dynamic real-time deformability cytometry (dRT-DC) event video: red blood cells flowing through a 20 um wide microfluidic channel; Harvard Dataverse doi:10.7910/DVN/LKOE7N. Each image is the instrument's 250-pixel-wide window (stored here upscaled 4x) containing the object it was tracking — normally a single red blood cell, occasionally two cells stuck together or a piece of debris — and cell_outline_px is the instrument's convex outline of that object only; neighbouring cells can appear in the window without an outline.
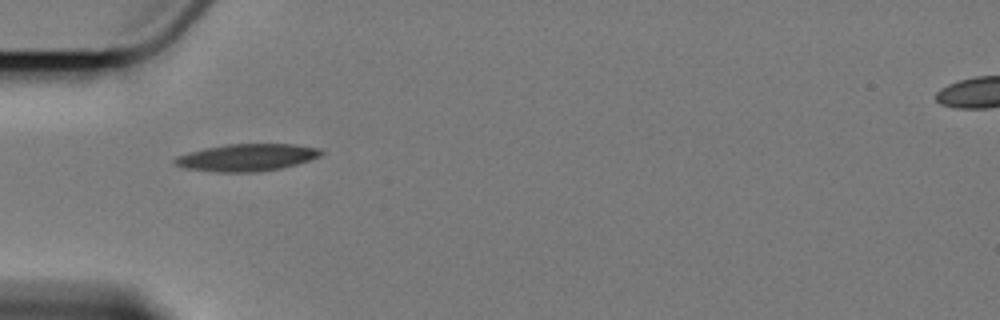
{"species": "Egyptian fruit bat (a non-hibernating species)", "species_latin": "Rousettus aegyptiacus", "temperature_condition": "cold", "stored_images_in_passage": 3, "camera_frame_rate_fps": 3000, "um_per_image_px": 0.085, "animal": {"sex": "female"}, "frame": {"image": 1, "passage_image": 1, "time_ms": 0.0, "image_size_px": [1000, 320], "cell_outline_px": [[324, 152], [320, 156], [296, 164], [280, 168], [256, 172], [216, 172], [184, 168], [172, 164], [172, 160], [176, 156], [188, 152], [204, 148], [224, 144], [292, 144], [320, 148]], "centroid_in_image_um": [20.92, 13.38], "position_along_channel_um": 64.1, "area_um2": 23.29}}
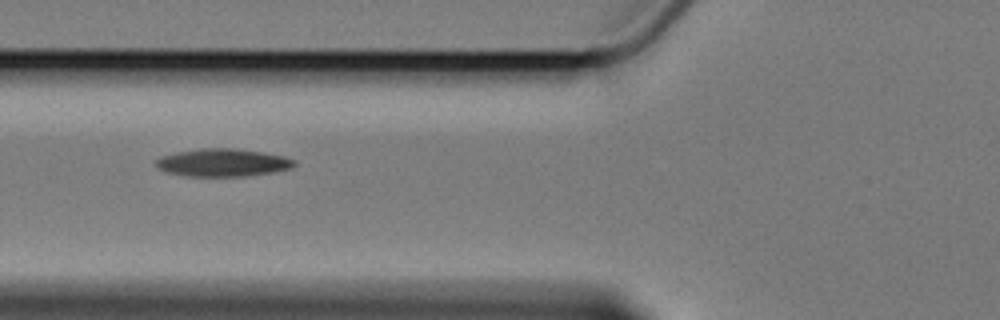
{"frame": {"image": 2, "passage_image": 2, "time_ms": 1.333, "image_size_px": [1000, 320], "cell_outline_px": [[296, 164], [292, 168], [272, 172], [244, 176], [188, 176], [168, 172], [160, 168], [156, 164], [156, 160], [160, 156], [176, 152], [200, 148], [232, 148], [264, 152], [284, 156], [296, 160]], "centroid_in_image_um": [18.97, 13.81], "position_along_channel_um": 106.8, "area_um2": 22.31}}
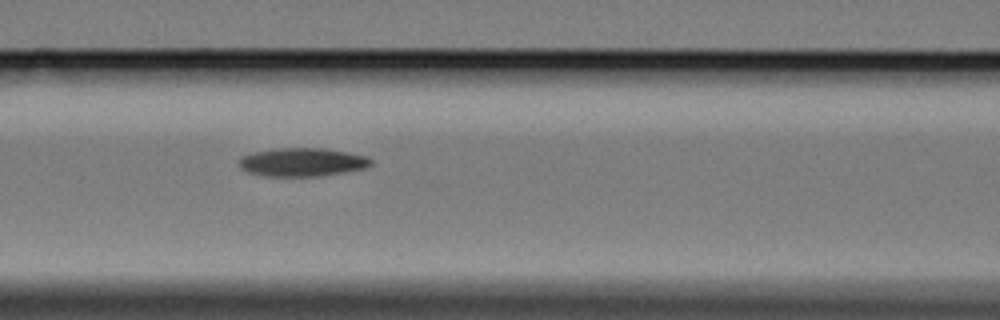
{"frame": {"image": 3, "passage_image": 3, "time_ms": 2.333, "image_size_px": [1000, 320], "cell_outline_px": [[372, 164], [364, 168], [324, 176], [264, 176], [248, 172], [240, 168], [240, 156], [252, 152], [272, 148], [324, 148], [348, 152], [368, 156], [372, 160]], "centroid_in_image_um": [25.68, 13.77], "position_along_channel_um": 140.9, "area_um2": 22.08}}